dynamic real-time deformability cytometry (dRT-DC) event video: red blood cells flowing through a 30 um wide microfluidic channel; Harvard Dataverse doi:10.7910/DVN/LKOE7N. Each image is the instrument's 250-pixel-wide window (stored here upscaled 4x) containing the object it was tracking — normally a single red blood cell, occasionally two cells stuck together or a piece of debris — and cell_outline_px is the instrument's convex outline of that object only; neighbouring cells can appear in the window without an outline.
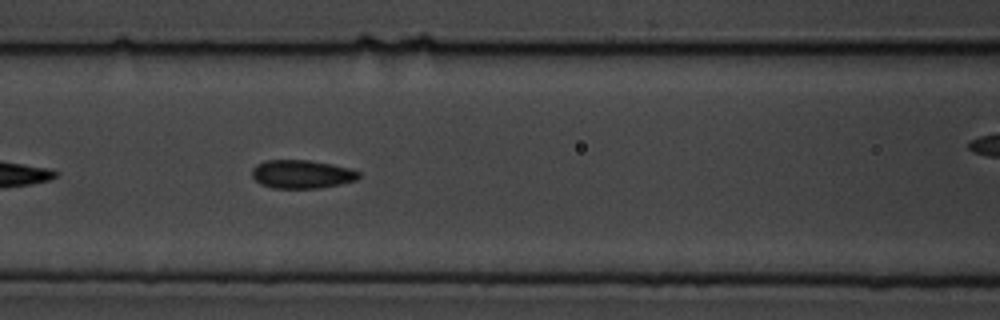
{"species": "common noctule bat (a hibernating species)", "species_latin": "Nyctalus noctula", "temperature_condition": "cold", "stored_images_in_passage": 7, "segment_of_instrument_passage": [1, 2], "camera_frame_rate_fps": 3000, "um_per_image_px": 0.085, "animal": {"sex": "male", "body_mass_g": 19.5, "forearm_length_mm": 54.6}, "frame": {"image": 1, "passage_image": 6, "time_ms": 6.667, "image_size_px": [1000, 320], "cell_outline_px": [[360, 176], [356, 180], [340, 184], [320, 188], [272, 188], [260, 184], [252, 176], [252, 168], [256, 164], [264, 160], [308, 160], [332, 164], [352, 168], [360, 172]], "centroid_in_image_um": [25.65, 14.8], "position_along_channel_um": 140.9, "area_um2": 17.86}}